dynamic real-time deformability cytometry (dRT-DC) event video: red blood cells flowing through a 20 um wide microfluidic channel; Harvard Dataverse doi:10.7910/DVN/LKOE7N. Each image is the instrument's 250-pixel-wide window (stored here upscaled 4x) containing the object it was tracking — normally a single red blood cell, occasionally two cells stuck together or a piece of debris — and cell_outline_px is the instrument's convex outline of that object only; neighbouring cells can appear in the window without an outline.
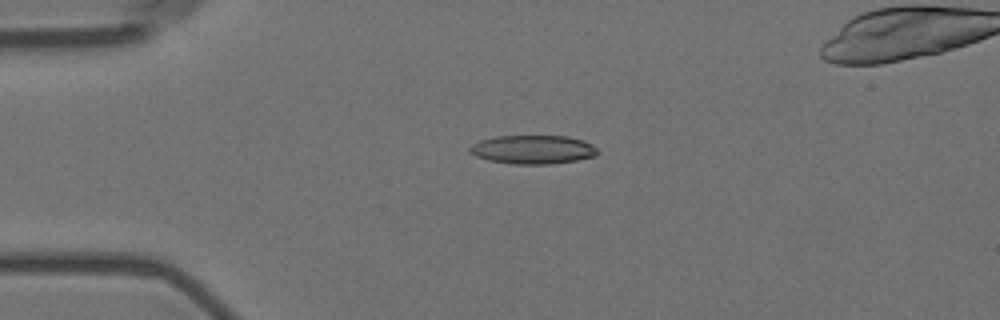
{"species": "Egyptian fruit bat (a non-hibernating species)", "species_latin": "Rousettus aegyptiacus", "temperature_condition": "room temperature", "stored_images_in_passage": 6, "camera_frame_rate_fps": 3000, "um_per_image_px": 0.085, "animal": {"sex": "female"}, "frame": {"image": 1, "passage_image": 4, "time_ms": 1.0, "image_size_px": [1000, 320], "cell_outline_px": [[600, 152], [596, 156], [576, 160], [552, 164], [512, 164], [488, 160], [476, 156], [468, 152], [468, 148], [472, 144], [480, 140], [496, 136], [568, 136], [584, 140], [592, 144]], "centroid_in_image_um": [45.3, 12.71], "position_along_channel_um": 39.7, "area_um2": 21.62}}